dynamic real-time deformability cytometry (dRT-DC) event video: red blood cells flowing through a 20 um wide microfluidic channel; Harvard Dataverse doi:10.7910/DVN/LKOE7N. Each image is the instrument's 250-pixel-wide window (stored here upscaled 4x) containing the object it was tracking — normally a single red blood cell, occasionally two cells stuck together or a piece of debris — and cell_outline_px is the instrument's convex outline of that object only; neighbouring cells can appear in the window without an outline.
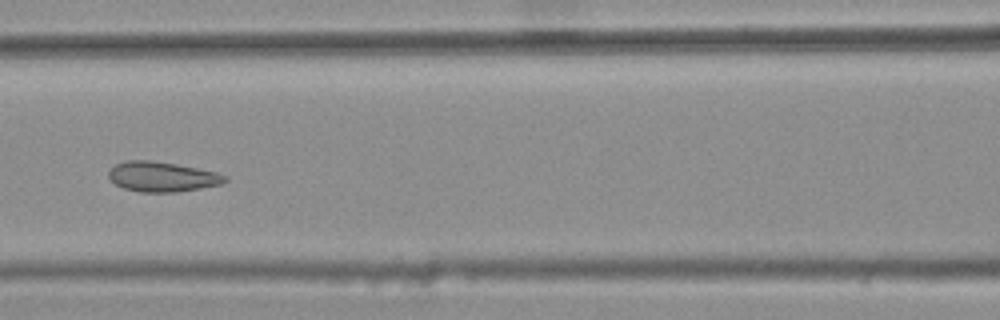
{"species": "common noctule bat (a hibernating species)", "species_latin": "Nyctalus noctula", "temperature_condition": "warm", "stored_images_in_passage": 8, "camera_frame_rate_fps": 3000, "um_per_image_px": 0.085, "animal": {"sex": "female", "body_mass_g": 25.1}, "frame": {"image": 1, "passage_image": 6, "time_ms": 1.667, "image_size_px": [1000, 320], "cell_outline_px": [[228, 180], [220, 184], [200, 188], [176, 192], [140, 192], [124, 188], [116, 184], [108, 176], [108, 172], [116, 164], [128, 160], [148, 160], [176, 164], [216, 172], [228, 176]], "centroid_in_image_um": [13.79, 15.02], "position_along_channel_um": 152.8, "area_um2": 20.11}}
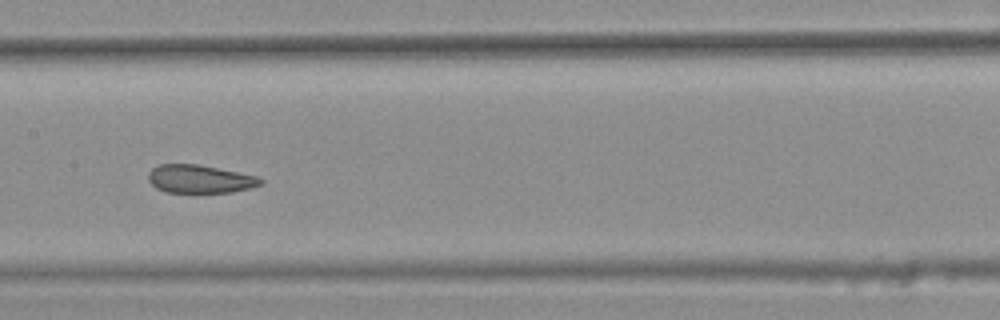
{"frame": {"image": 2, "passage_image": 7, "time_ms": 2.0, "image_size_px": [1000, 320], "cell_outline_px": [[264, 184], [252, 188], [232, 192], [164, 192], [156, 188], [148, 180], [148, 172], [152, 168], [160, 164], [196, 164], [256, 176], [264, 180]], "centroid_in_image_um": [16.98, 15.22], "position_along_channel_um": 190.4, "area_um2": 18.38}}
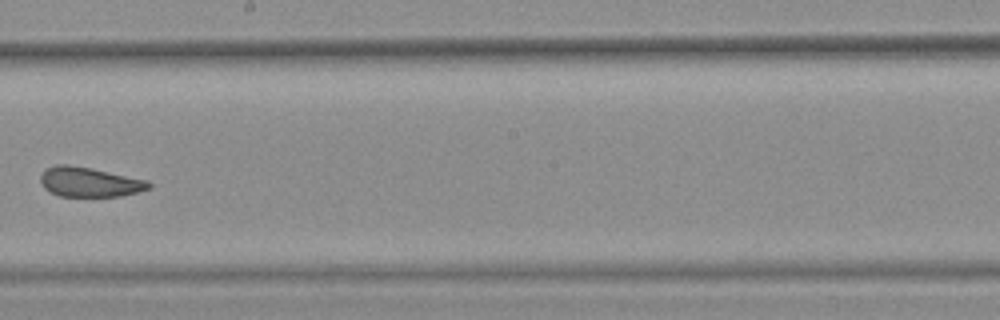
{"frame": {"image": 3, "passage_image": 8, "time_ms": 2.333, "image_size_px": [1000, 320], "cell_outline_px": [[152, 188], [120, 196], [60, 196], [44, 188], [40, 180], [40, 176], [48, 168], [56, 164], [68, 164], [92, 168], [148, 180], [152, 184]], "centroid_in_image_um": [7.63, 15.46], "position_along_channel_um": 240.6, "area_um2": 18.67}}